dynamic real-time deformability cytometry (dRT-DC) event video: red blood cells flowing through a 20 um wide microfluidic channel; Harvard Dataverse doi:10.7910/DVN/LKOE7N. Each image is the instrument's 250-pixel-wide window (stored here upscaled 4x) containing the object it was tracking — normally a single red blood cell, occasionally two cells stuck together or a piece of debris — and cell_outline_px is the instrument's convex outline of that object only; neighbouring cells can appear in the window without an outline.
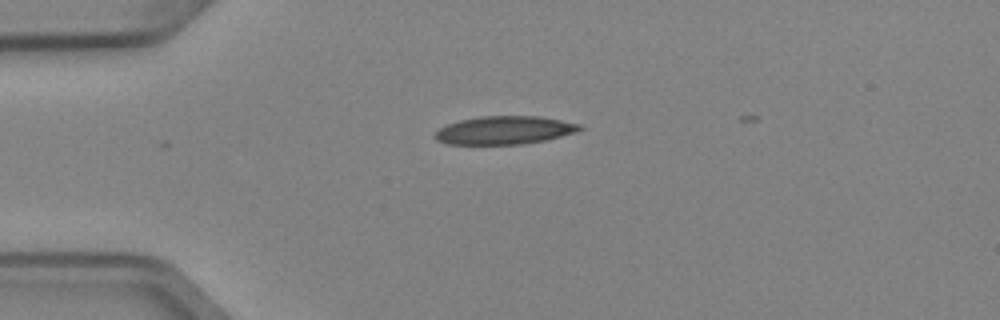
{"species": "Egyptian fruit bat (a non-hibernating species)", "species_latin": "Rousettus aegyptiacus", "temperature_condition": "cold", "stored_images_in_passage": 28, "camera_frame_rate_fps": 3000, "um_per_image_px": 0.085, "animal": {"sex": "female"}, "frame": {"image": 1, "passage_image": 1, "time_ms": 0.0, "image_size_px": [1000, 320], "cell_outline_px": [[584, 128], [576, 132], [544, 140], [520, 144], [448, 144], [436, 140], [436, 132], [440, 128], [448, 124], [460, 120], [480, 116], [540, 116], [580, 124]], "centroid_in_image_um": [42.89, 11.06], "position_along_channel_um": 42.1, "area_um2": 23.52}}
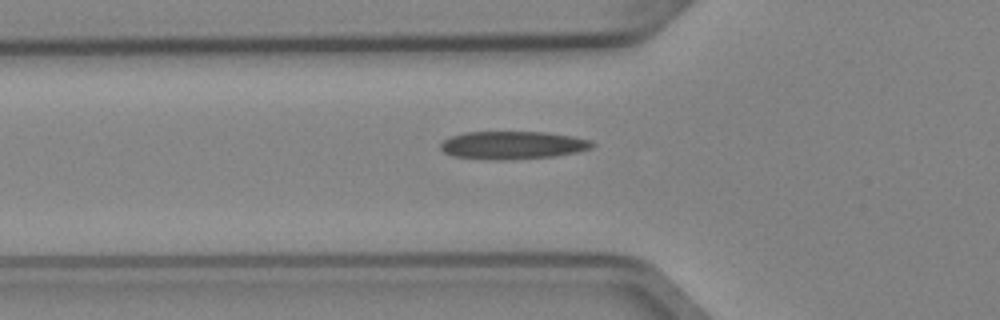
{"frame": {"image": 2, "passage_image": 6, "time_ms": 1.667, "image_size_px": [1000, 320], "cell_outline_px": [[596, 144], [592, 148], [576, 152], [552, 156], [508, 160], [492, 160], [452, 156], [444, 152], [440, 148], [440, 144], [444, 140], [452, 136], [464, 132], [544, 132], [572, 136], [592, 140]], "centroid_in_image_um": [43.58, 12.34], "position_along_channel_um": 82.2, "area_um2": 24.74}}
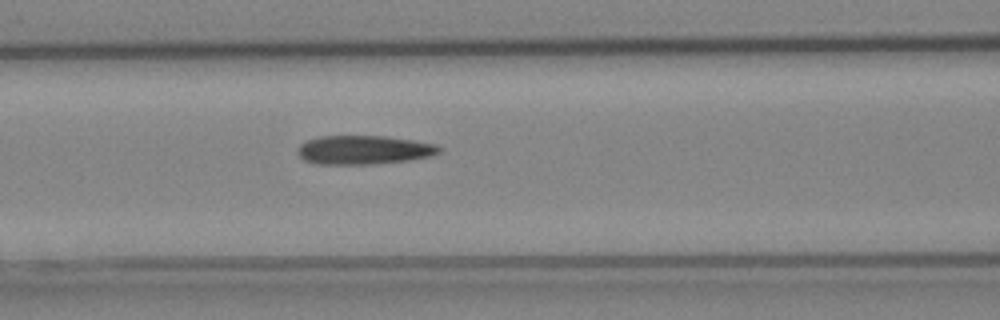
{"frame": {"image": 3, "passage_image": 10, "time_ms": 3.0, "image_size_px": [1000, 320], "cell_outline_px": [[440, 152], [428, 156], [408, 160], [372, 164], [316, 164], [304, 160], [296, 152], [300, 144], [308, 140], [320, 136], [384, 136], [412, 140], [436, 144], [440, 148]], "centroid_in_image_um": [30.88, 12.74], "position_along_channel_um": 135.7, "area_um2": 23.64}, "authors_computed_cell_mechanics": {"area_um2": 23.7558, "velocity_mm_per_s": 3.98, "shape_relaxation_time_tau1_ms": null, "shape_relaxation_time_tau2_ms": 7.9093, "deformation_change_tau1": null, "deformation_change_tau2": 0.2013}}